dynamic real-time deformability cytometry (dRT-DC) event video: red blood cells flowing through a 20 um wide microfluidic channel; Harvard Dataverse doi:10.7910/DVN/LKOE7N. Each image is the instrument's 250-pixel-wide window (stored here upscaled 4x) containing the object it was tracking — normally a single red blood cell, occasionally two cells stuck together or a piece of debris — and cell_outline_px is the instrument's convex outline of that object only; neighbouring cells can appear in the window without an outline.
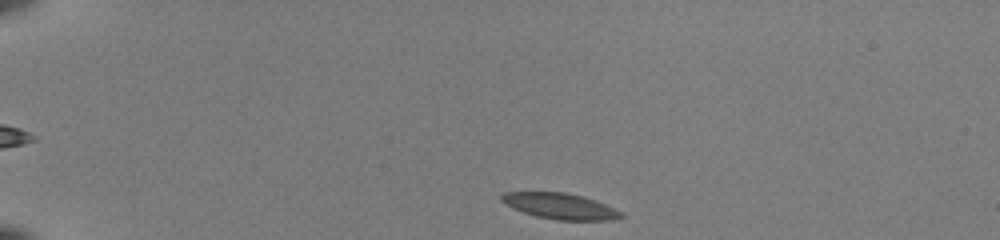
{"species": "common noctule bat (a hibernating species)", "species_latin": "Nyctalus noctula", "temperature_condition": "room temperature", "stored_images_in_passage": 42, "camera_frame_rate_fps": 3000, "um_per_image_px": 0.085, "animal": {"sex": "female", "body_mass_g": 22.0, "forearm_length_mm": 56.7}, "frame": {"image": 1, "passage_image": 1, "time_ms": 0.0, "image_size_px": [1000, 240], "cell_outline_px": [[624, 216], [612, 220], [556, 220], [536, 216], [512, 208], [500, 200], [500, 196], [504, 192], [564, 192], [584, 196], [596, 200], [620, 212]], "centroid_in_image_um": [47.58, 17.51], "position_along_channel_um": 37.4, "area_um2": 17.92}}
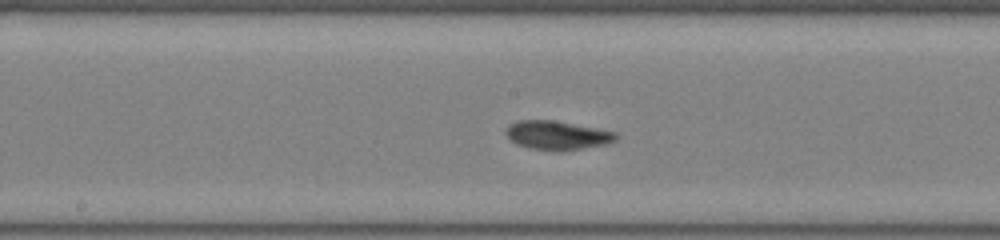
{"frame": {"image": 2, "passage_image": 19, "time_ms": 6.0, "image_size_px": [1000, 240], "cell_outline_px": [[616, 140], [604, 144], [564, 152], [556, 152], [532, 148], [520, 144], [512, 140], [504, 132], [512, 124], [520, 120], [552, 120], [616, 132]], "centroid_in_image_um": [47.38, 11.51], "position_along_channel_um": 200.8, "area_um2": 18.15}}
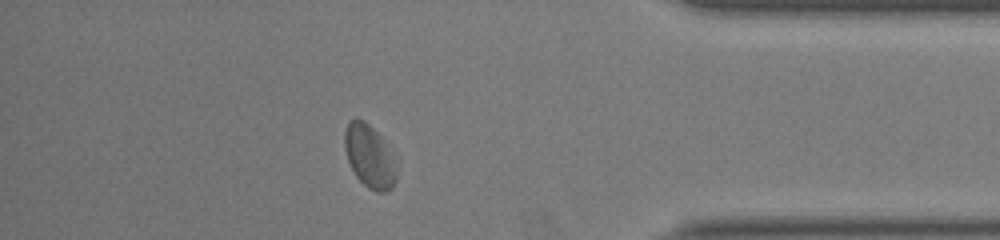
{"frame": {"image": 3, "passage_image": 36, "time_ms": 11.667, "image_size_px": [1000, 240], "cell_outline_px": [[396, 180], [392, 188], [388, 192], [376, 192], [368, 188], [356, 176], [348, 160], [344, 148], [344, 132], [348, 120], [364, 120], [380, 136], [396, 172]], "centroid_in_image_um": [31.34, 13.31], "position_along_channel_um": 403.9, "area_um2": 18.26}, "authors_computed_cell_mechanics": {"area_um2": 18.2648, "velocity_mm_per_s": 3.9397, "shape_relaxation_time_tau1_ms": 4.0681, "shape_relaxation_time_tau2_ms": 1.2047, "deformation_change_tau1": 0.1066, "deformation_change_tau2": 0.0551}}